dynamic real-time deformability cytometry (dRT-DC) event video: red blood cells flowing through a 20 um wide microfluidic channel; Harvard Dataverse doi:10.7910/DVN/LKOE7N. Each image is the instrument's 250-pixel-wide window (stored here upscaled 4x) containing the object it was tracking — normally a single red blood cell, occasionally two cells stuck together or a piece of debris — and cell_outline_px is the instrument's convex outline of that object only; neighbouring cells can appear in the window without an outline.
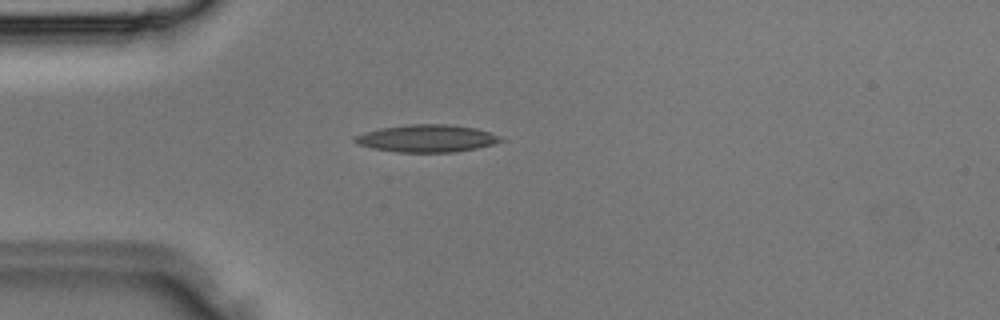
{"species": "Egyptian fruit bat (a non-hibernating species)", "species_latin": "Rousettus aegyptiacus", "temperature_condition": "room temperature", "stored_images_in_passage": 30, "camera_frame_rate_fps": 3000, "um_per_image_px": 0.085, "animal": {"sex": "male"}, "frame": {"image": 1, "passage_image": 4, "time_ms": 1.0, "image_size_px": [1000, 320], "cell_outline_px": [[508, 140], [476, 148], [456, 152], [396, 152], [372, 148], [356, 144], [352, 140], [352, 136], [364, 132], [380, 128], [408, 124], [448, 124], [476, 128], [504, 136]], "centroid_in_image_um": [36.29, 11.76], "position_along_channel_um": 48.7, "area_um2": 23.7}}
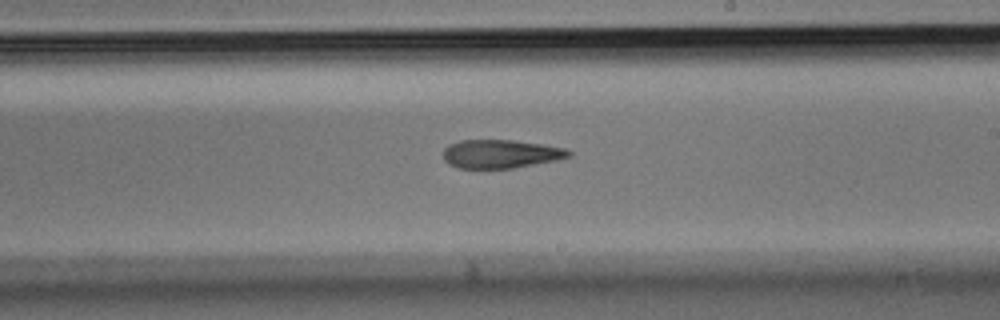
{"frame": {"image": 2, "passage_image": 15, "time_ms": 4.667, "image_size_px": [1000, 320], "cell_outline_px": [[572, 156], [556, 160], [512, 168], [460, 168], [448, 164], [444, 160], [444, 148], [448, 144], [460, 140], [512, 140], [540, 144], [564, 148], [572, 152]], "centroid_in_image_um": [42.53, 13.08], "position_along_channel_um": 246.5, "area_um2": 20.75}}
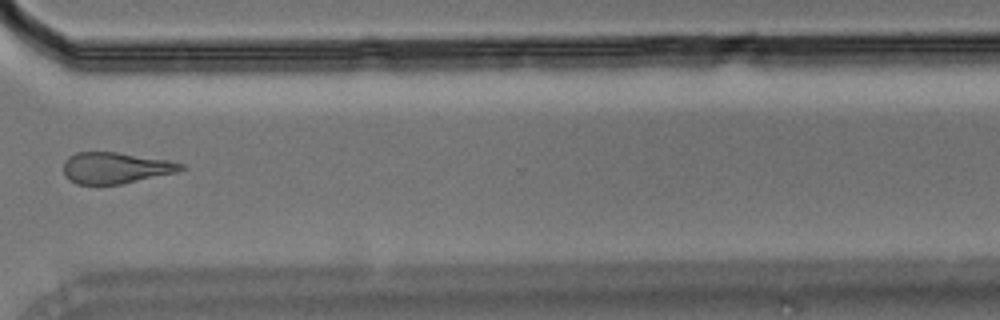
{"frame": {"image": 3, "passage_image": 21, "time_ms": 6.667, "image_size_px": [1000, 320], "cell_outline_px": [[188, 168], [176, 172], [120, 184], [76, 184], [68, 180], [64, 176], [64, 160], [68, 156], [76, 152], [116, 152], [168, 160], [184, 164]], "centroid_in_image_um": [9.79, 14.27], "position_along_channel_um": 360.8, "area_um2": 21.39}}